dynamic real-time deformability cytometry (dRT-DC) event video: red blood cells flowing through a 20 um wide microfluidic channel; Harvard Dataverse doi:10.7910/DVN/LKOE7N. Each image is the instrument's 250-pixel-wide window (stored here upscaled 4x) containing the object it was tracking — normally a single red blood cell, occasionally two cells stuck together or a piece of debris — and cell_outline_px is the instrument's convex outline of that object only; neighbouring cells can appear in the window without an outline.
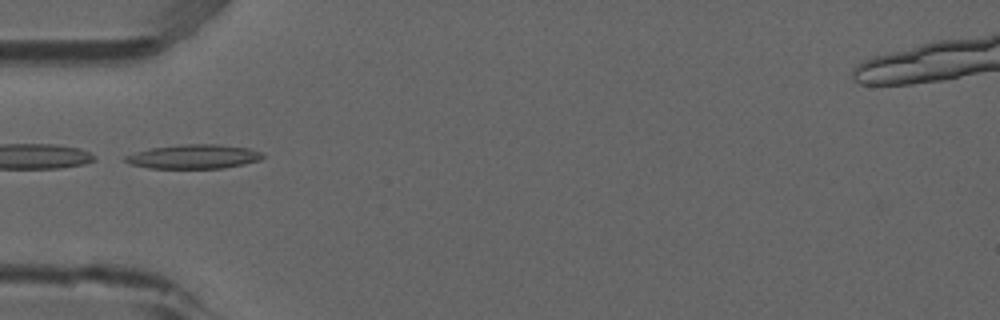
{"species": "common noctule bat (a hibernating species)", "species_latin": "Nyctalus noctula", "temperature_condition": "room temperature", "stored_images_in_passage": 7, "camera_frame_rate_fps": 3000, "um_per_image_px": 0.085, "animal": {"sex": "male", "forearm_length_mm": 52.5}, "frame": {"image": 1, "passage_image": 5, "time_ms": 1.333, "image_size_px": [1000, 320], "cell_outline_px": [[264, 156], [260, 160], [244, 164], [224, 168], [148, 168], [128, 164], [124, 160], [124, 156], [136, 152], [152, 148], [184, 144], [220, 144], [248, 148], [264, 152]], "centroid_in_image_um": [16.49, 13.31], "position_along_channel_um": 68.5, "area_um2": 19.42}}
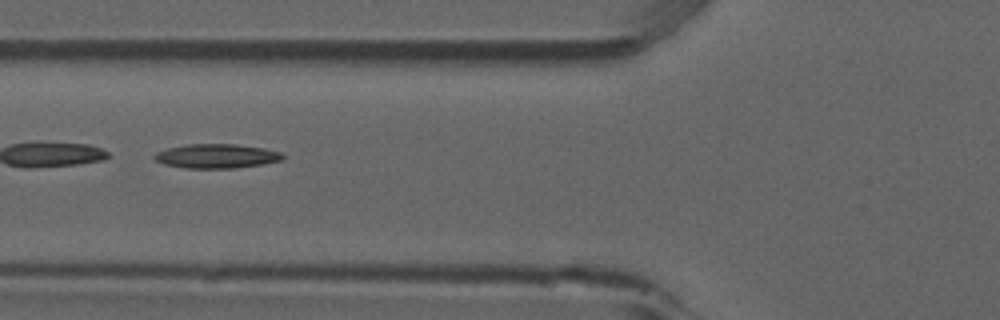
{"frame": {"image": 2, "passage_image": 6, "time_ms": 1.667, "image_size_px": [1000, 320], "cell_outline_px": [[284, 160], [264, 164], [232, 168], [184, 168], [164, 164], [156, 160], [152, 156], [156, 152], [168, 148], [188, 144], [236, 144], [264, 148], [284, 152]], "centroid_in_image_um": [18.45, 13.26], "position_along_channel_um": 107.3, "area_um2": 18.26}}
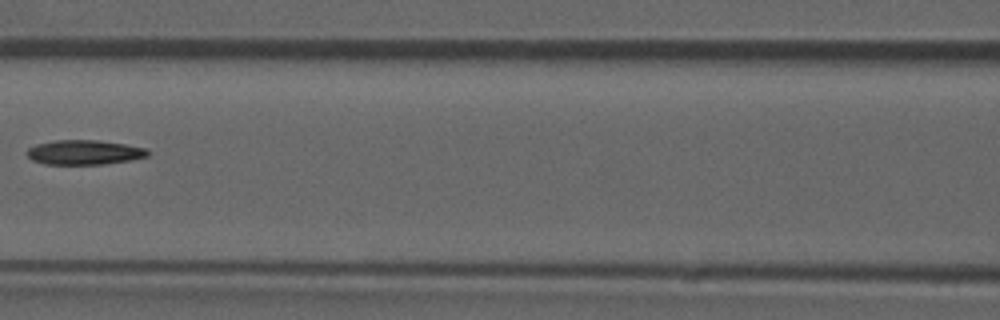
{"frame": {"image": 3, "passage_image": 7, "time_ms": 2.0, "image_size_px": [1000, 320], "cell_outline_px": [[148, 156], [132, 160], [100, 164], [44, 164], [32, 160], [24, 152], [28, 148], [36, 144], [56, 140], [100, 140], [148, 148]], "centroid_in_image_um": [7.15, 12.94], "position_along_channel_um": 159.5, "area_um2": 17.4}}